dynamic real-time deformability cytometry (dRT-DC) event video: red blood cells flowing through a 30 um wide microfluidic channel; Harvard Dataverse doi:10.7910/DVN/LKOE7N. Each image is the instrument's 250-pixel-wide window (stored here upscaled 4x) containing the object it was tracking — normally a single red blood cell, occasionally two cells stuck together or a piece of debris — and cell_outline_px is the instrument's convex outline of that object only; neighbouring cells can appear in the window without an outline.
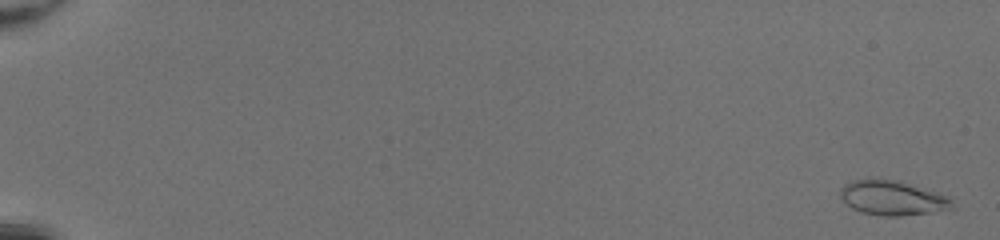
{"species": "common noctule bat (a hibernating species)", "species_latin": "Nyctalus noctula", "temperature_condition": "room temperature", "stored_images_in_passage": 51, "camera_frame_rate_fps": 3000, "um_per_image_px": 0.085, "animal": {"sex": "female", "body_mass_g": 20.0, "forearm_length_mm": 54.0}, "frame": {"image": 1, "passage_image": 2, "time_ms": 0.333, "image_size_px": [1000, 240], "cell_outline_px": [[956, 208], [932, 212], [900, 216], [880, 216], [860, 212], [852, 208], [840, 196], [840, 188], [844, 184], [852, 180], [872, 176], [900, 180], [952, 196]], "centroid_in_image_um": [75.9, 16.78], "position_along_channel_um": 9.1, "area_um2": 23.58}}
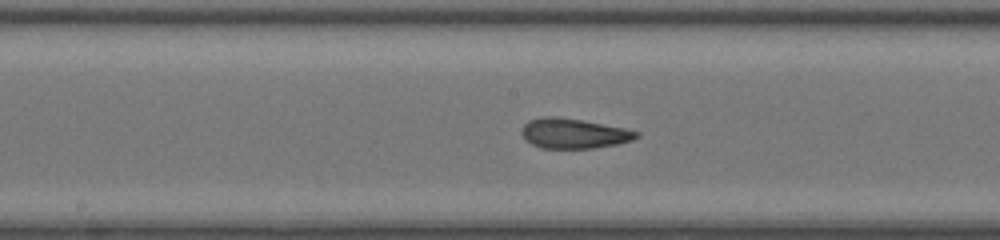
{"frame": {"image": 2, "passage_image": 30, "time_ms": 9.667, "image_size_px": [1000, 240], "cell_outline_px": [[640, 136], [632, 140], [616, 144], [592, 148], [540, 148], [524, 140], [520, 132], [524, 124], [528, 120], [540, 116], [556, 116], [580, 120], [624, 128], [640, 132]], "centroid_in_image_um": [48.71, 11.34], "position_along_channel_um": 199.5, "area_um2": 20.11}}
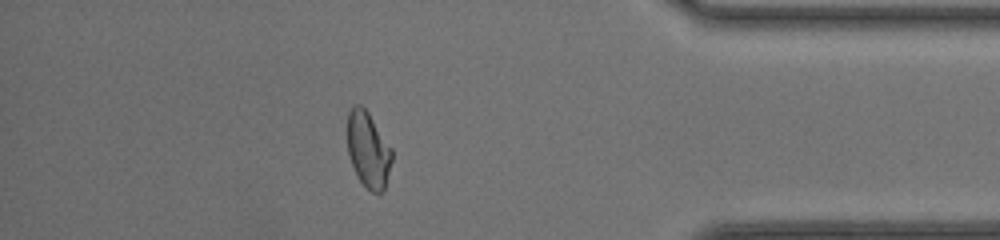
{"frame": {"image": 3, "passage_image": 46, "time_ms": 15.0, "image_size_px": [1000, 240], "cell_outline_px": [[392, 160], [384, 192], [372, 192], [360, 180], [352, 164], [348, 152], [348, 112], [352, 104], [360, 104], [368, 112], [392, 148]], "centroid_in_image_um": [31.31, 12.7], "position_along_channel_um": 403.9, "area_um2": 19.54}, "authors_computed_cell_mechanics": {"area_um2": 20.519, "velocity_mm_per_s": 4.3195, "shape_relaxation_time_tau1_ms": null, "shape_relaxation_time_tau2_ms": 0.9208, "deformation_change_tau1": null, "deformation_change_tau2": 0.0638}}